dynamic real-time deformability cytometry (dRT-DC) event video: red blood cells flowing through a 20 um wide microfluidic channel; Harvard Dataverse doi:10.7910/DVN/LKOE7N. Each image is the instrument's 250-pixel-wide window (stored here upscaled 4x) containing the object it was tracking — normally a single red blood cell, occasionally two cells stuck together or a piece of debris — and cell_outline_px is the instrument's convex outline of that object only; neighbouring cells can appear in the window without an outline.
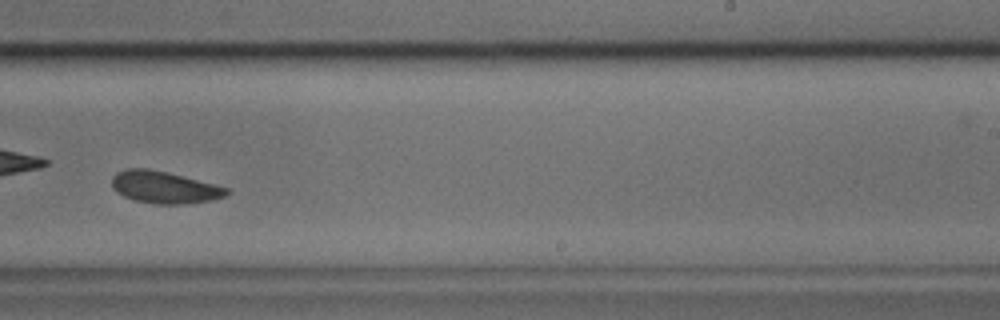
{"species": "common noctule bat (a hibernating species)", "species_latin": "Nyctalus noctula", "temperature_condition": "cold", "stored_images_in_passage": 36, "camera_frame_rate_fps": 3000, "um_per_image_px": 0.085, "animal": {"sex": "male", "body_mass_g": 17.9, "forearm_length_mm": 54.2}, "frame": {"image": 1, "passage_image": 20, "time_ms": 6.333, "image_size_px": [1000, 320], "cell_outline_px": [[228, 192], [224, 196], [212, 200], [188, 204], [156, 204], [136, 200], [124, 196], [116, 192], [112, 188], [112, 176], [116, 172], [124, 168], [148, 168], [228, 188]], "centroid_in_image_um": [13.9, 15.92], "position_along_channel_um": 275.1, "area_um2": 21.15}}
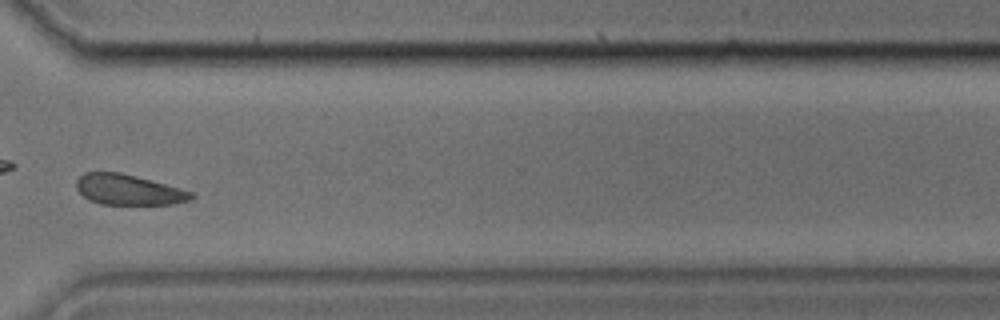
{"frame": {"image": 2, "passage_image": 25, "time_ms": 8.0, "image_size_px": [1000, 320], "cell_outline_px": [[196, 196], [192, 200], [172, 204], [100, 204], [88, 200], [76, 188], [76, 180], [84, 172], [120, 172], [136, 176], [180, 188], [192, 192]], "centroid_in_image_um": [10.92, 16.13], "position_along_channel_um": 359.7, "area_um2": 20.4}}